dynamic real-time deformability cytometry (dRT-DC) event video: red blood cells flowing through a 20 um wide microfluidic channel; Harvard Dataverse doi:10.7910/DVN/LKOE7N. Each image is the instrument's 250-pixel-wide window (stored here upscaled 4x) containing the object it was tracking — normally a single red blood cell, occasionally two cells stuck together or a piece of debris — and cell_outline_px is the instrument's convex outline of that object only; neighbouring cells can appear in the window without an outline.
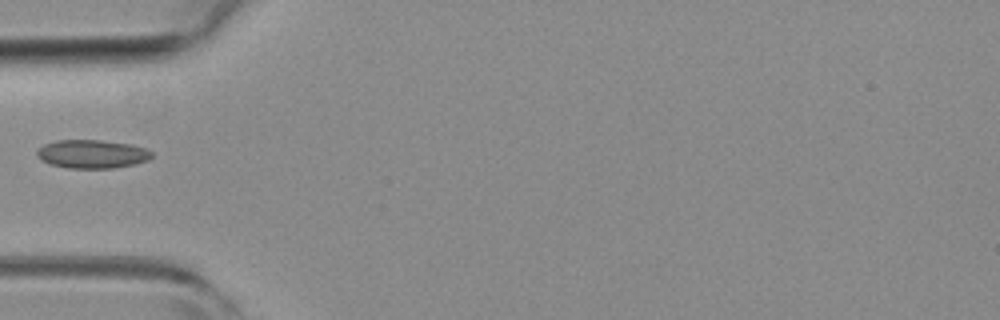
{"species": "common noctule bat (a hibernating species)", "species_latin": "Nyctalus noctula", "temperature_condition": "room temperature", "stored_images_in_passage": 4, "camera_frame_rate_fps": 3000, "um_per_image_px": 0.085, "animal": {"sex": "female", "body_mass_g": 19.3, "forearm_length_mm": 54.1}, "frame": {"image": 1, "passage_image": 3, "time_ms": 0.667, "image_size_px": [1000, 320], "cell_outline_px": [[152, 156], [148, 160], [136, 164], [112, 168], [68, 168], [52, 164], [40, 160], [36, 156], [36, 152], [44, 144], [56, 140], [100, 140], [132, 144], [148, 148], [152, 152]], "centroid_in_image_um": [7.85, 13.08], "position_along_channel_um": 77.1, "area_um2": 19.19}}
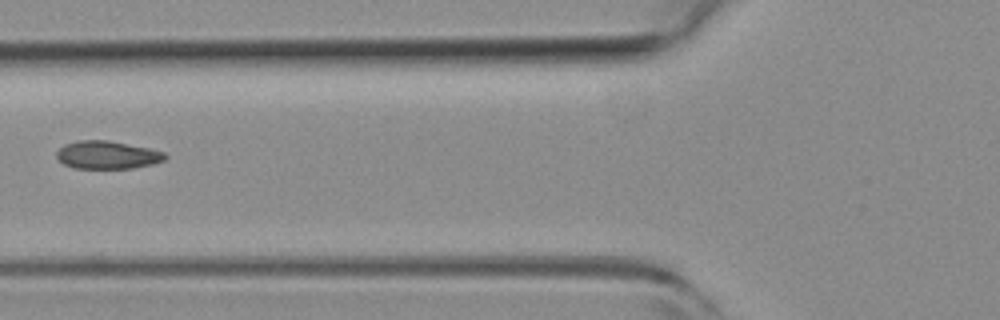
{"frame": {"image": 2, "passage_image": 4, "time_ms": 1.0, "image_size_px": [1000, 320], "cell_outline_px": [[168, 156], [164, 160], [152, 164], [132, 168], [72, 168], [64, 164], [56, 156], [56, 152], [64, 144], [76, 140], [108, 140], [148, 148], [164, 152]], "centroid_in_image_um": [9.1, 13.16], "position_along_channel_um": 116.7, "area_um2": 17.63}}